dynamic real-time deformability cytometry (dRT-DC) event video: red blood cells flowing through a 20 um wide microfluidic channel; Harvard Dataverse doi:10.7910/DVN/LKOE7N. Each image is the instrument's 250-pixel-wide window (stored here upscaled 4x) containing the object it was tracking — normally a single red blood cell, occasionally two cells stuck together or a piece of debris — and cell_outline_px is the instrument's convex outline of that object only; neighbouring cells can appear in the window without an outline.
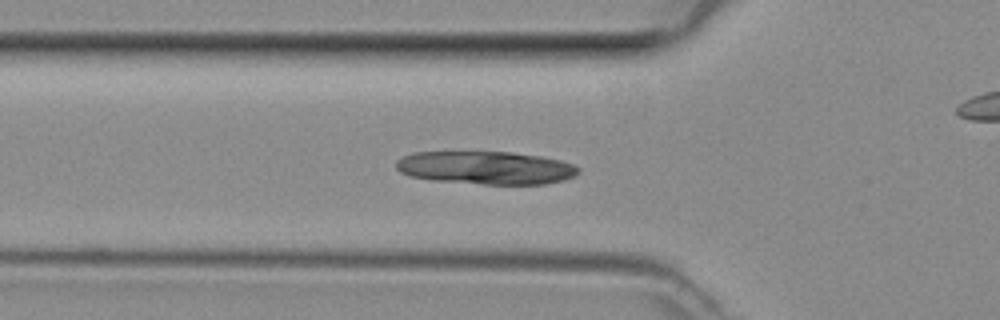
{"species": "common noctule bat (a hibernating species)", "species_latin": "Nyctalus noctula", "temperature_condition": "room temperature", "stored_images_in_passage": 43, "camera_frame_rate_fps": 3000, "um_per_image_px": 0.085, "animal": {"sex": "female", "body_mass_g": 29.2, "forearm_length_mm": 56.3}, "frame": {"image": 1, "passage_image": 11, "time_ms": 3.333, "image_size_px": [1000, 320], "cell_outline_px": [[580, 172], [576, 176], [564, 180], [544, 184], [484, 184], [432, 180], [408, 176], [400, 172], [396, 168], [396, 160], [412, 152], [512, 152], [540, 156], [560, 160], [572, 164], [580, 168]], "centroid_in_image_um": [41.3, 14.26], "position_along_channel_um": 84.5, "area_um2": 35.26}}
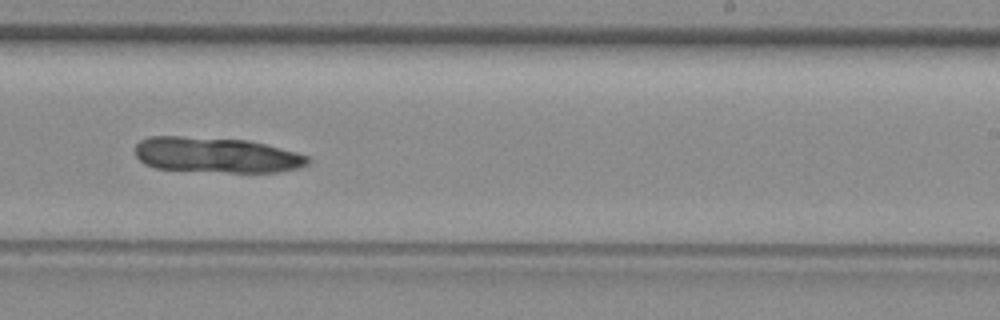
{"frame": {"image": 2, "passage_image": 24, "time_ms": 7.667, "image_size_px": [1000, 320], "cell_outline_px": [[312, 160], [308, 164], [300, 168], [276, 172], [228, 172], [156, 168], [144, 164], [136, 156], [136, 144], [140, 140], [148, 136], [180, 136], [248, 140], [296, 152], [308, 156]], "centroid_in_image_um": [18.4, 13.17], "position_along_channel_um": 270.6, "area_um2": 35.6}}
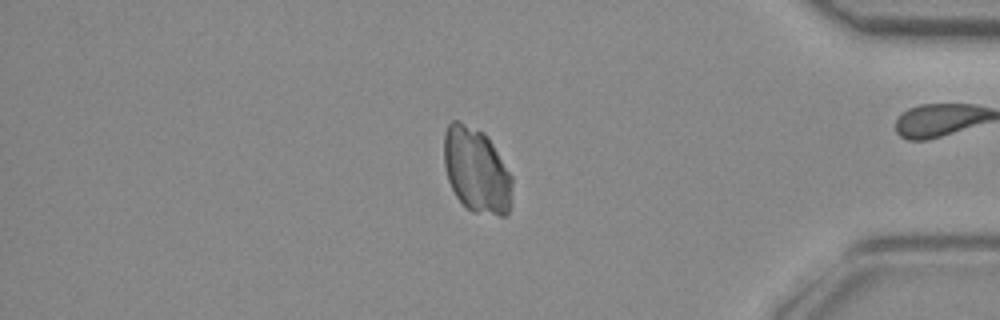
{"frame": {"image": 3, "passage_image": 35, "time_ms": 11.333, "image_size_px": [1000, 320], "cell_outline_px": [[512, 188], [508, 216], [500, 216], [472, 212], [456, 196], [448, 180], [444, 164], [444, 132], [448, 124], [452, 120], [460, 120], [484, 132], [488, 136], [512, 176]], "centroid_in_image_um": [40.5, 14.46], "position_along_channel_um": 394.7, "area_um2": 34.1}}